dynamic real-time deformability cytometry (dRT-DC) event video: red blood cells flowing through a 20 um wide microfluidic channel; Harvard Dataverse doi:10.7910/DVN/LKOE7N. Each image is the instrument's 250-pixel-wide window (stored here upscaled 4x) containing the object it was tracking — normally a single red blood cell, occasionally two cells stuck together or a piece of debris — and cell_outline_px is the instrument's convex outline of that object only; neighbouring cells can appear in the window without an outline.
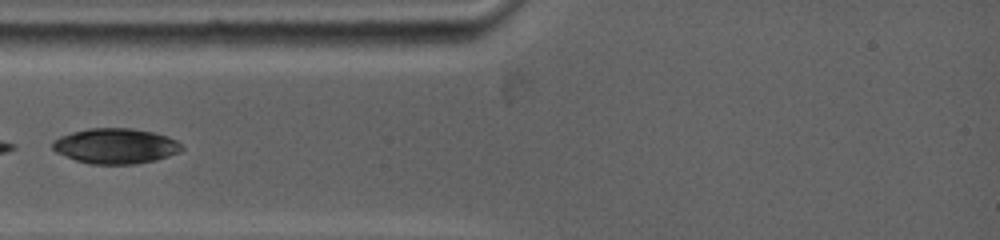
{"species": "common noctule bat (a hibernating species)", "species_latin": "Nyctalus noctula", "temperature_condition": "warm", "stored_images_in_passage": 24, "camera_frame_rate_fps": 5000, "um_per_image_px": 0.085, "animal": {"sex": "female", "body_mass_g": 19.0, "forearm_length_mm": 53.3}, "frame": {"image": 1, "passage_image": 1, "time_ms": 0.0, "image_size_px": [1000, 240], "cell_outline_px": [[184, 148], [180, 152], [156, 160], [136, 164], [88, 164], [76, 160], [56, 152], [52, 148], [52, 144], [60, 136], [72, 132], [88, 128], [132, 128], [152, 132], [176, 140]], "centroid_in_image_um": [9.82, 12.41], "position_along_channel_um": 75.2, "area_um2": 26.47}}